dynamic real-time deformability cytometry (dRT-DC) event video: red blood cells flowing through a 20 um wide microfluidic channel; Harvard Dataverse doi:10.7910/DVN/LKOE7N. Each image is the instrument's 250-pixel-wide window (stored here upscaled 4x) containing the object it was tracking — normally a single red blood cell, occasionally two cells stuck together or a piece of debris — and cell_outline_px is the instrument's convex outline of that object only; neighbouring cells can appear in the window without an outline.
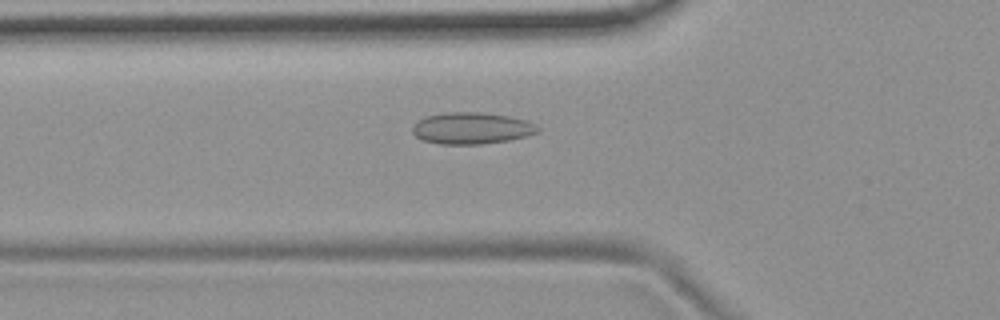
{"species": "common noctule bat (a hibernating species)", "species_latin": "Nyctalus noctula", "temperature_condition": "room temperature", "stored_images_in_passage": 36, "camera_frame_rate_fps": 3000, "um_per_image_px": 0.085, "animal": {"sex": "female", "body_mass_g": 19.9}, "frame": {"image": 1, "passage_image": 6, "time_ms": 1.667, "image_size_px": [1000, 320], "cell_outline_px": [[540, 132], [508, 140], [480, 144], [440, 144], [424, 140], [416, 136], [412, 132], [412, 124], [416, 120], [424, 116], [444, 112], [480, 112], [508, 116], [524, 120], [540, 128]], "centroid_in_image_um": [40.02, 10.89], "position_along_channel_um": 85.8, "area_um2": 23.06}}
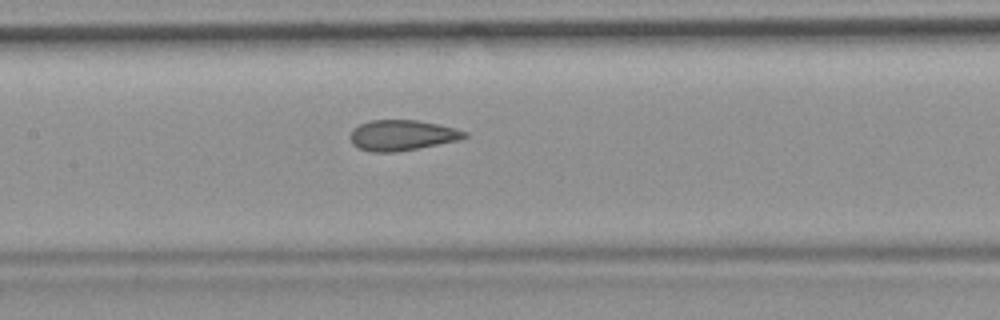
{"frame": {"image": 2, "passage_image": 13, "time_ms": 4.0, "image_size_px": [1000, 320], "cell_outline_px": [[468, 136], [456, 140], [396, 152], [372, 152], [360, 148], [352, 144], [348, 136], [352, 128], [360, 124], [372, 120], [416, 120], [436, 124], [468, 132]], "centroid_in_image_um": [34.09, 11.49], "position_along_channel_um": 173.3, "area_um2": 20.06}}
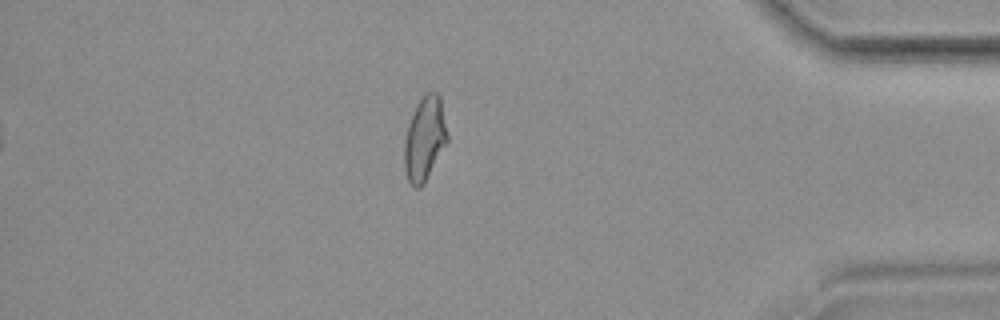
{"frame": {"image": 3, "passage_image": 34, "time_ms": 11.0, "image_size_px": [1000, 320], "cell_outline_px": [[448, 140], [424, 184], [420, 188], [416, 188], [408, 180], [404, 168], [404, 140], [408, 124], [416, 104], [424, 92], [436, 92], [440, 96], [448, 136]], "centroid_in_image_um": [36.08, 11.77], "position_along_channel_um": 399.1, "area_um2": 21.1}}